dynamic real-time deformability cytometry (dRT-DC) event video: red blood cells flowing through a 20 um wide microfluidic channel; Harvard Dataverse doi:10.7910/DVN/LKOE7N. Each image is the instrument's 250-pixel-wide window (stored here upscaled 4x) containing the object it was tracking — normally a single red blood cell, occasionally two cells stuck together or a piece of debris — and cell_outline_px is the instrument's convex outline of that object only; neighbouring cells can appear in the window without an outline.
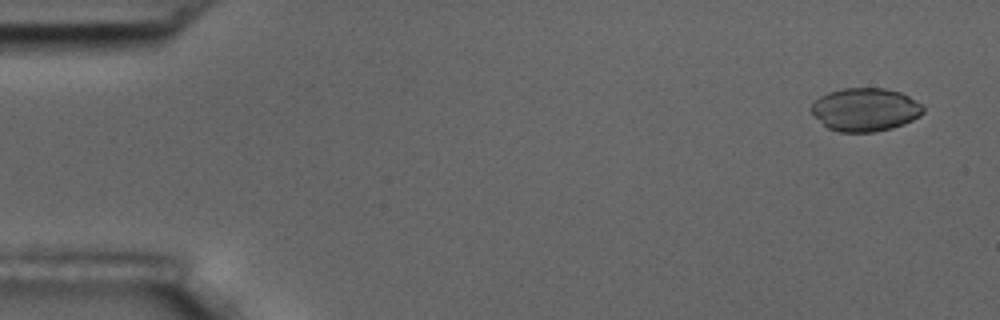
{"species": "common noctule bat (a hibernating species)", "species_latin": "Nyctalus noctula", "temperature_condition": "room temperature", "stored_images_in_passage": 5, "camera_frame_rate_fps": 3000, "um_per_image_px": 0.085, "animal": {"sex": "male", "body_mass_g": 17.5, "forearm_length_mm": 52.3}, "frame": {"image": 1, "passage_image": 1, "time_ms": 0.0, "image_size_px": [1000, 320], "cell_outline_px": [[924, 112], [920, 116], [904, 124], [892, 128], [872, 132], [840, 132], [828, 128], [812, 112], [812, 104], [820, 96], [828, 92], [844, 88], [884, 88], [900, 92], [908, 96], [920, 104], [924, 108]], "centroid_in_image_um": [73.56, 9.31], "position_along_channel_um": 11.4, "area_um2": 27.92}}
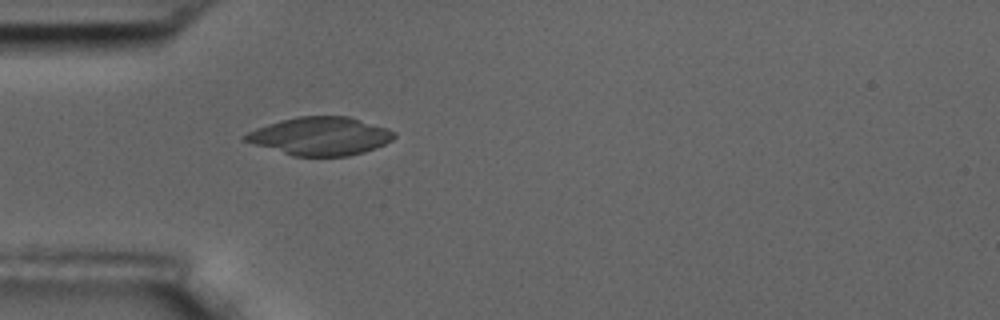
{"frame": {"image": 2, "passage_image": 5, "time_ms": 4.667, "image_size_px": [1000, 320], "cell_outline_px": [[396, 136], [392, 140], [376, 148], [364, 152], [348, 156], [292, 156], [244, 140], [240, 136], [256, 128], [280, 120], [300, 116], [348, 116], [388, 128], [396, 132]], "centroid_in_image_um": [27.25, 11.57], "position_along_channel_um": 57.8, "area_um2": 33.06}}